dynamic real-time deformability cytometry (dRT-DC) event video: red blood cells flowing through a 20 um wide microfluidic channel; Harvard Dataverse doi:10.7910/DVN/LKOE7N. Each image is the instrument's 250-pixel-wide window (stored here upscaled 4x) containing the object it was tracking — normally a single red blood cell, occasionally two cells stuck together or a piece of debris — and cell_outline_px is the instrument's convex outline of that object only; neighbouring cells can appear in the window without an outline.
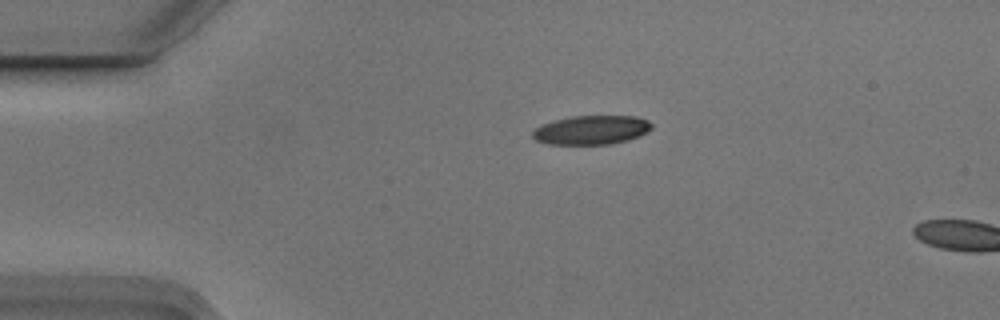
{"species": "Egyptian fruit bat (a non-hibernating species)", "species_latin": "Rousettus aegyptiacus", "temperature_condition": "cold", "stored_images_in_passage": 2, "camera_frame_rate_fps": 3000, "um_per_image_px": 0.085, "animal": {"sex": "male"}, "frame": {"image": 1, "passage_image": 1, "time_ms": 0.0, "image_size_px": [1000, 320], "cell_outline_px": [[652, 128], [628, 140], [608, 144], [548, 144], [536, 140], [532, 136], [532, 132], [536, 128], [544, 124], [556, 120], [572, 116], [636, 116], [648, 120], [652, 124]], "centroid_in_image_um": [50.26, 11.04], "position_along_channel_um": 34.7, "area_um2": 19.83}}